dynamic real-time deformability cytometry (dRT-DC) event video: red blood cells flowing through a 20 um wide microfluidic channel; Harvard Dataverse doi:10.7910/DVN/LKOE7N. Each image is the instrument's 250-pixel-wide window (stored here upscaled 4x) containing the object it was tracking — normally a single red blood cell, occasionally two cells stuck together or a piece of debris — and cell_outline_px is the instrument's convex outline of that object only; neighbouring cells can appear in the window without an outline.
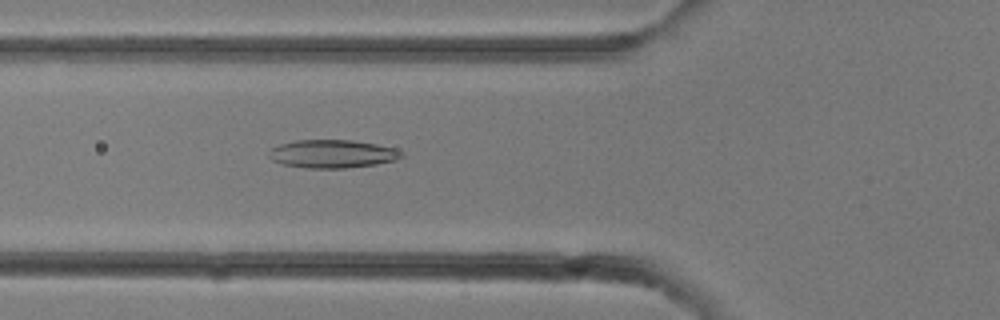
{"species": "common noctule bat (a hibernating species)", "species_latin": "Nyctalus noctula", "temperature_condition": "room temperature", "stored_images_in_passage": 12, "camera_frame_rate_fps": 3000, "um_per_image_px": 0.085, "animal": {"sex": "female"}, "frame": {"image": 1, "passage_image": 12, "time_ms": 3.667, "image_size_px": [1000, 320], "cell_outline_px": [[404, 156], [396, 160], [376, 164], [344, 168], [304, 168], [284, 164], [272, 160], [268, 156], [268, 152], [272, 148], [280, 144], [296, 140], [352, 140], [376, 144], [396, 148], [404, 152]], "centroid_in_image_um": [28.28, 13.07], "position_along_channel_um": 97.5, "area_um2": 21.85}}